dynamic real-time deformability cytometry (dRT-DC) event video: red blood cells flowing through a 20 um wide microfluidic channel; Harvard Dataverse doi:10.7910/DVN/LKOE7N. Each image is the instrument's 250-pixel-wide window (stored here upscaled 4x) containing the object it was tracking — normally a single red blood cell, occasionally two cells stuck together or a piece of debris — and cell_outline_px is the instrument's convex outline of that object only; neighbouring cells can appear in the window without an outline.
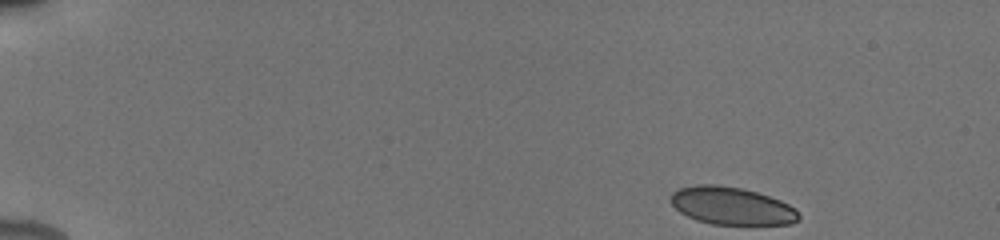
{"species": "human", "species_latin": "Homo sapiens", "temperature_condition": "cold", "stored_images_in_passage": 28, "camera_frame_rate_fps": 3000, "um_per_image_px": 0.085, "donor": {"sex": "male"}, "frame": {"image": 1, "passage_image": 1, "time_ms": 0.0, "image_size_px": [1000, 240], "cell_outline_px": [[800, 220], [792, 224], [712, 224], [696, 220], [680, 212], [672, 204], [672, 192], [680, 188], [696, 184], [716, 184], [740, 188], [756, 192], [780, 200], [796, 208], [800, 216]], "centroid_in_image_um": [62.21, 17.5], "position_along_channel_um": 22.8, "area_um2": 27.98}}
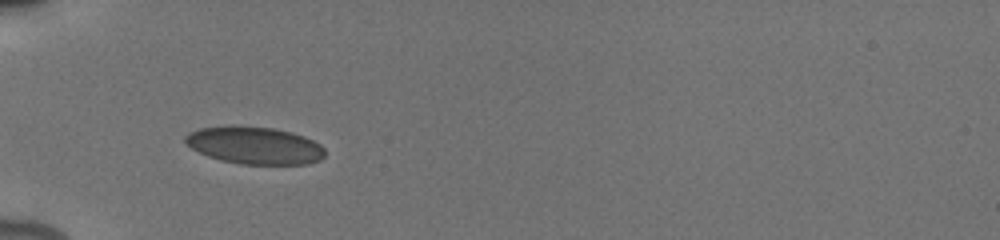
{"frame": {"image": 2, "passage_image": 15, "time_ms": 4.0, "image_size_px": [1000, 240], "cell_outline_px": [[324, 156], [320, 160], [308, 164], [240, 164], [220, 160], [208, 156], [192, 148], [184, 140], [184, 136], [188, 132], [200, 128], [228, 124], [236, 124], [272, 128], [292, 132], [304, 136], [320, 144], [324, 148]], "centroid_in_image_um": [21.62, 12.34], "position_along_channel_um": 63.4, "area_um2": 30.81}}
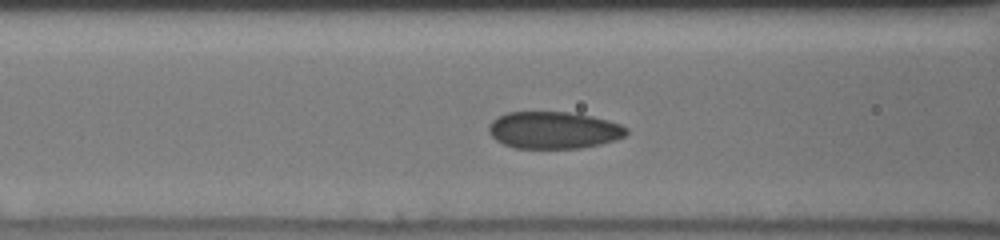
{"frame": {"image": 3, "passage_image": 20, "time_ms": 5.667, "image_size_px": [1000, 240], "cell_outline_px": [[628, 132], [624, 136], [616, 140], [600, 144], [580, 148], [516, 148], [504, 144], [496, 140], [488, 132], [488, 124], [496, 116], [508, 112], [568, 112], [592, 116], [608, 120], [620, 124], [628, 128]], "centroid_in_image_um": [47.05, 11.06], "position_along_channel_um": 119.6, "area_um2": 29.88}}